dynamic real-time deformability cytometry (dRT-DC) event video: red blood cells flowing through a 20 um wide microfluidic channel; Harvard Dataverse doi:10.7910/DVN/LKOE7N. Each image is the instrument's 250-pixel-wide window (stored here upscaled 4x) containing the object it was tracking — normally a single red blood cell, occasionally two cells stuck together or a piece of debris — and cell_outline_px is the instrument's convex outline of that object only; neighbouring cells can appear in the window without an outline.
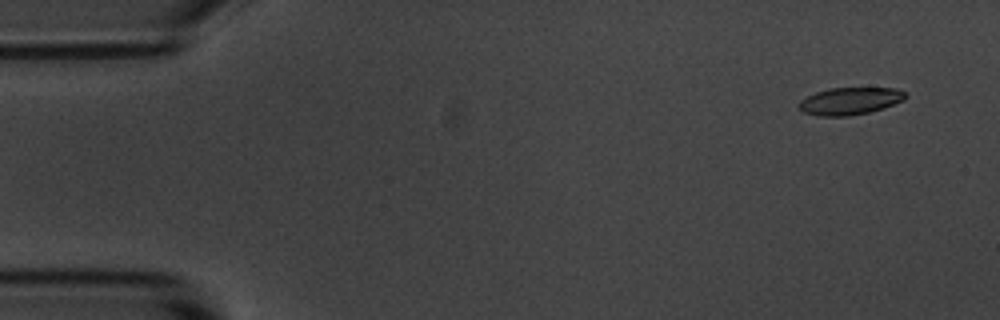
{"species": "common noctule bat (a hibernating species)", "species_latin": "Nyctalus noctula", "temperature_condition": "room temperature", "stored_images_in_passage": 8, "camera_frame_rate_fps": 3000, "um_per_image_px": 0.085, "animal": {"sex": "male", "body_mass_g": 20.1, "forearm_length_mm": 53.5}, "frame": {"image": 1, "passage_image": 1, "time_ms": 0.0, "image_size_px": [1000, 320], "cell_outline_px": [[908, 96], [904, 100], [884, 108], [868, 112], [848, 116], [816, 116], [804, 112], [800, 108], [800, 100], [816, 92], [828, 88], [896, 88], [904, 92]], "centroid_in_image_um": [72.27, 8.59], "position_along_channel_um": 12.7, "area_um2": 16.88}}
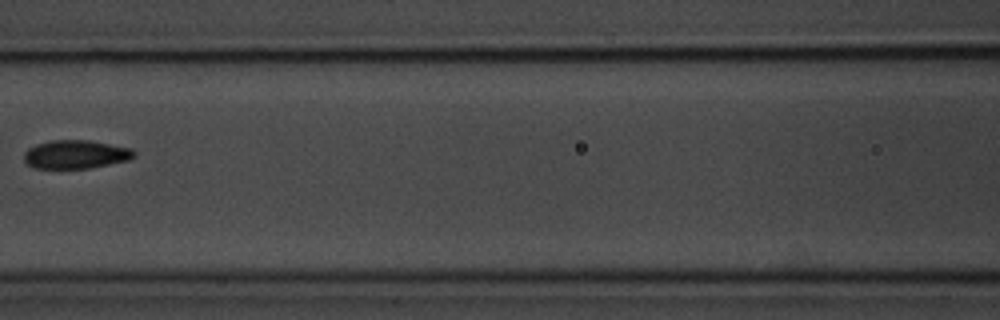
{"frame": {"image": 2, "passage_image": 7, "time_ms": 7.0, "image_size_px": [1000, 320], "cell_outline_px": [[136, 156], [128, 160], [88, 168], [32, 168], [24, 160], [24, 152], [28, 148], [36, 144], [52, 140], [88, 140], [132, 148], [136, 152]], "centroid_in_image_um": [6.43, 13.12], "position_along_channel_um": 160.2, "area_um2": 18.26}}
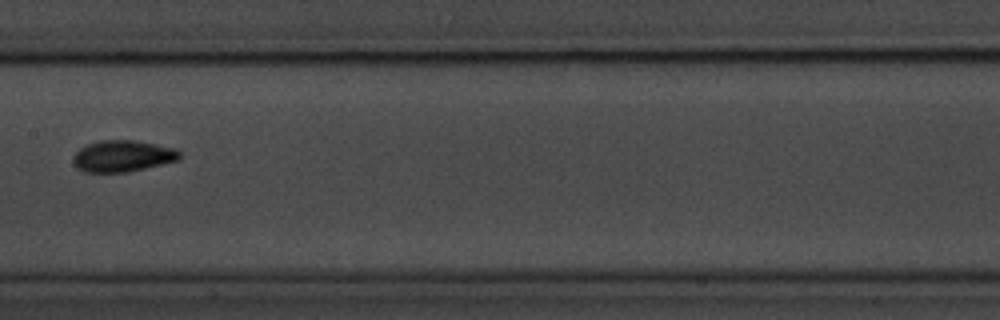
{"frame": {"image": 3, "passage_image": 8, "time_ms": 8.0, "image_size_px": [1000, 320], "cell_outline_px": [[180, 160], [128, 172], [84, 172], [76, 168], [72, 164], [72, 156], [80, 148], [88, 144], [100, 140], [132, 140], [176, 148], [180, 152]], "centroid_in_image_um": [10.4, 13.27], "position_along_channel_um": 197.0, "area_um2": 19.65}}